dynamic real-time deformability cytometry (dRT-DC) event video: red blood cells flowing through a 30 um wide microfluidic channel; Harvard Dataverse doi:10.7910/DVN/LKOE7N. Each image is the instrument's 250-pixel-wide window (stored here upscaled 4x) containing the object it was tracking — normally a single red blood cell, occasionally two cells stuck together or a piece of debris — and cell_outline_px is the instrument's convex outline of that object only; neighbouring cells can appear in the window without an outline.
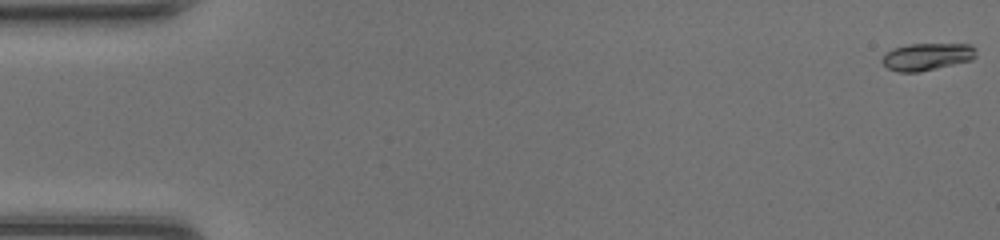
{"species": "common noctule bat (a hibernating species)", "species_latin": "Nyctalus noctula", "temperature_condition": "room temperature", "stored_images_in_passage": 48, "camera_frame_rate_fps": 3000, "um_per_image_px": 0.085, "animal": {"sex": "female", "body_mass_g": 20.0, "forearm_length_mm": 54.0}, "frame": {"image": 1, "passage_image": 1, "time_ms": 0.0, "image_size_px": [1000, 240], "cell_outline_px": [[976, 56], [972, 60], [936, 68], [916, 72], [900, 72], [888, 68], [880, 60], [892, 48], [908, 44], [972, 44], [976, 48]], "centroid_in_image_um": [78.82, 4.8], "position_along_channel_um": 6.2, "area_um2": 14.85}}
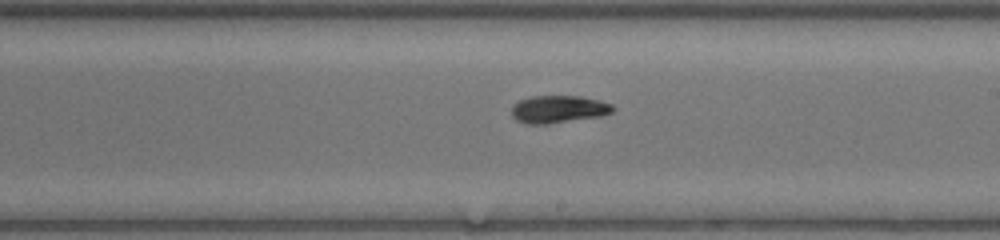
{"frame": {"image": 2, "passage_image": 28, "time_ms": 9.0, "image_size_px": [1000, 240], "cell_outline_px": [[616, 108], [612, 112], [600, 116], [548, 124], [524, 124], [516, 120], [512, 116], [512, 104], [528, 96], [580, 96], [600, 100], [612, 104]], "centroid_in_image_um": [47.45, 9.28], "position_along_channel_um": 241.6, "area_um2": 16.42}}
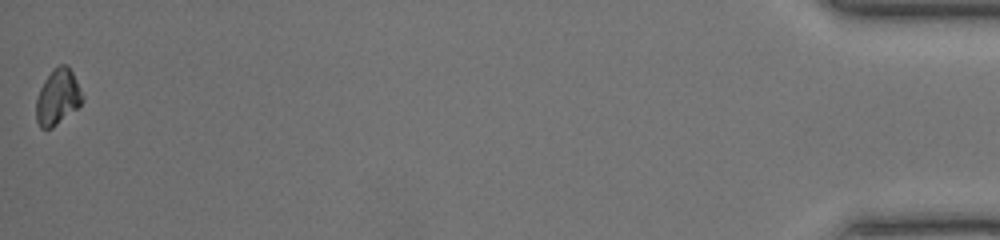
{"frame": {"image": 3, "passage_image": 48, "time_ms": 15.667, "image_size_px": [1000, 240], "cell_outline_px": [[84, 100], [76, 108], [52, 128], [40, 128], [36, 120], [36, 100], [40, 88], [44, 80], [60, 64], [68, 64], [84, 96]], "centroid_in_image_um": [4.9, 8.25], "position_along_channel_um": 430.3, "area_um2": 14.74}, "authors_computed_cell_mechanics": {"area_um2": 15.317, "velocity_mm_per_s": 4.3574, "shape_relaxation_time_tau1_ms": 2.3294, "shape_relaxation_time_tau2_ms": 5.0147, "deformation_change_tau1": 0.1167, "deformation_change_tau2": 0.0736}}